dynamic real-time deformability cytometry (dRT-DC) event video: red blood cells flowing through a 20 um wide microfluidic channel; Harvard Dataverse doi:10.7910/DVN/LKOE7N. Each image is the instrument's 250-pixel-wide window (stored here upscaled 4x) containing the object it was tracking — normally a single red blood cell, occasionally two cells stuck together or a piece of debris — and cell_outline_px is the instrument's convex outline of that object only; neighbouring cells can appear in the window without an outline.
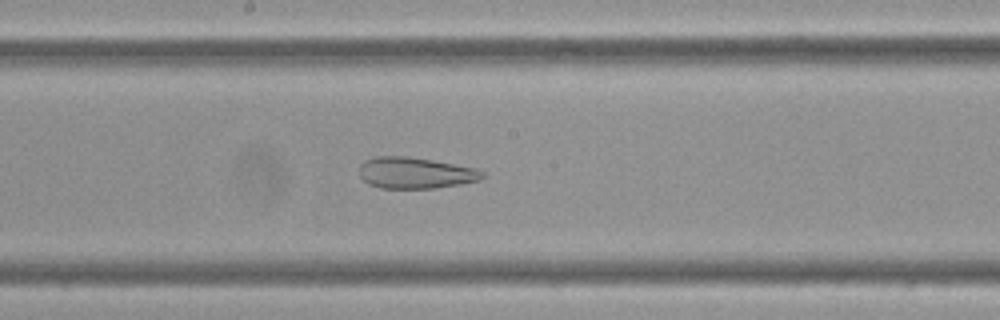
{"species": "Egyptian fruit bat (a non-hibernating species)", "species_latin": "Rousettus aegyptiacus", "temperature_condition": "cold", "stored_images_in_passage": 58, "camera_frame_rate_fps": 3000, "um_per_image_px": 0.085, "frame": {"image": 1, "passage_image": 31, "time_ms": 10.0, "image_size_px": [1000, 320], "cell_outline_px": [[484, 176], [480, 180], [460, 184], [436, 188], [380, 188], [368, 184], [360, 176], [360, 164], [364, 160], [376, 156], [408, 156], [432, 160], [476, 168], [484, 172]], "centroid_in_image_um": [35.29, 14.69], "position_along_channel_um": 212.9, "area_um2": 22.48}}
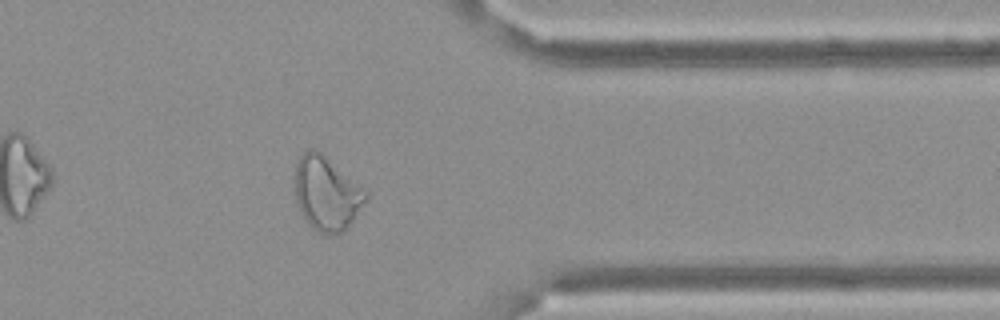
{"frame": {"image": 2, "passage_image": 47, "time_ms": 15.333, "image_size_px": [1000, 320], "cell_outline_px": [[368, 200], [348, 228], [340, 232], [328, 236], [312, 228], [308, 224], [300, 212], [296, 200], [296, 160], [304, 152], [312, 148], [316, 148], [368, 192]], "centroid_in_image_um": [27.78, 16.47], "position_along_channel_um": 383.6, "area_um2": 30.58}}
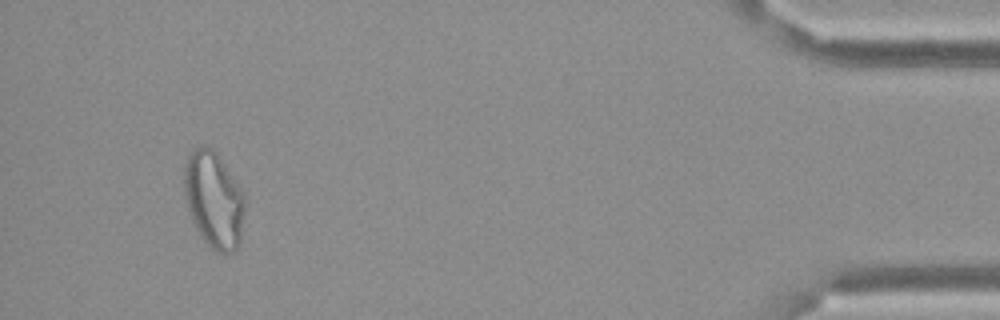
{"frame": {"image": 3, "passage_image": 55, "time_ms": 18.0, "image_size_px": [1000, 320], "cell_outline_px": [[244, 212], [240, 244], [232, 252], [216, 252], [200, 236], [192, 220], [184, 196], [184, 164], [188, 152], [192, 148], [204, 144], [212, 148], [216, 152], [244, 192]], "centroid_in_image_um": [18.15, 16.93], "position_along_channel_um": 417.0, "area_um2": 34.33}}